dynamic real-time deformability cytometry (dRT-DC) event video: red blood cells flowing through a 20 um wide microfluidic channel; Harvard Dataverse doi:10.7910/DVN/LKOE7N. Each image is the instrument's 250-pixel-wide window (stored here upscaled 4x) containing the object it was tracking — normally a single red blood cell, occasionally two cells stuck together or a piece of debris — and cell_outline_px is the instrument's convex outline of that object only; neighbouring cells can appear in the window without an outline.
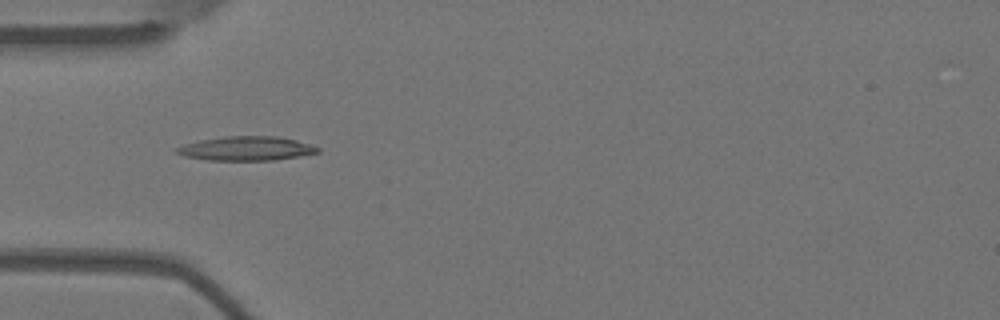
{"species": "Egyptian fruit bat (a non-hibernating species)", "species_latin": "Rousettus aegyptiacus", "temperature_condition": "warm", "stored_images_in_passage": 35, "camera_frame_rate_fps": 3000, "um_per_image_px": 0.085, "animal": {"sex": "female"}, "frame": {"image": 1, "passage_image": 5, "time_ms": 1.333, "image_size_px": [1000, 320], "cell_outline_px": [[320, 152], [300, 156], [276, 160], [208, 160], [184, 156], [176, 152], [176, 148], [184, 144], [200, 140], [224, 136], [276, 136], [296, 140], [312, 144], [320, 148]], "centroid_in_image_um": [20.97, 12.62], "position_along_channel_um": 64.0, "area_um2": 19.88}}
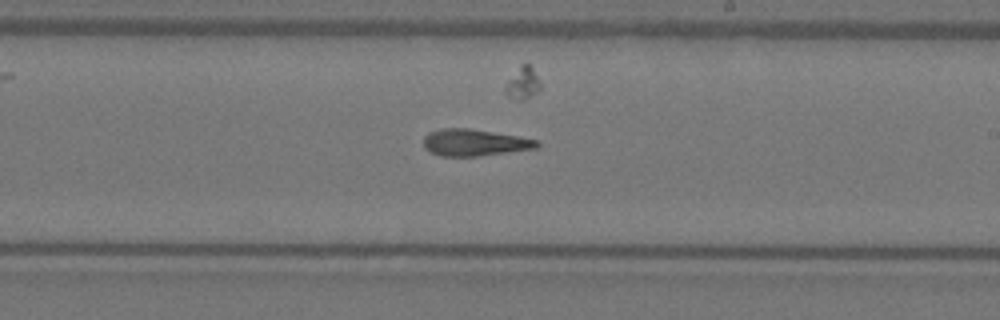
{"frame": {"image": 2, "passage_image": 20, "time_ms": 6.333, "image_size_px": [1000, 320], "cell_outline_px": [[540, 144], [536, 148], [508, 152], [476, 156], [440, 156], [424, 148], [424, 136], [428, 132], [440, 128], [468, 128], [520, 136], [536, 140]], "centroid_in_image_um": [40.3, 12.11], "position_along_channel_um": 248.7, "area_um2": 17.63}}
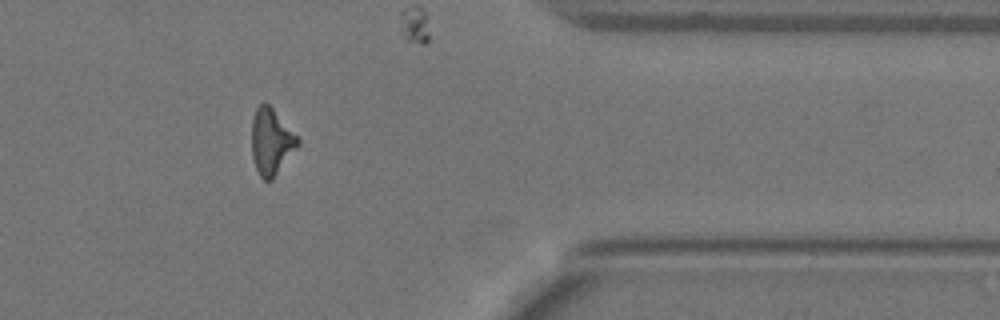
{"frame": {"image": 3, "passage_image": 33, "time_ms": 10.667, "image_size_px": [1000, 320], "cell_outline_px": [[300, 144], [272, 180], [264, 180], [260, 176], [256, 168], [252, 156], [252, 116], [256, 108], [264, 100], [272, 108], [300, 140]], "centroid_in_image_um": [23.04, 12.03], "position_along_channel_um": 388.4, "area_um2": 17.63}, "authors_computed_cell_mechanics": {"area_um2": 17.7446, "velocity_mm_per_s": 3.6895, "shape_relaxation_time_tau1_ms": 6.3991, "shape_relaxation_time_tau2_ms": 10.4357, "deformation_change_tau1": 0.2166, "deformation_change_tau2": 0.2704}}